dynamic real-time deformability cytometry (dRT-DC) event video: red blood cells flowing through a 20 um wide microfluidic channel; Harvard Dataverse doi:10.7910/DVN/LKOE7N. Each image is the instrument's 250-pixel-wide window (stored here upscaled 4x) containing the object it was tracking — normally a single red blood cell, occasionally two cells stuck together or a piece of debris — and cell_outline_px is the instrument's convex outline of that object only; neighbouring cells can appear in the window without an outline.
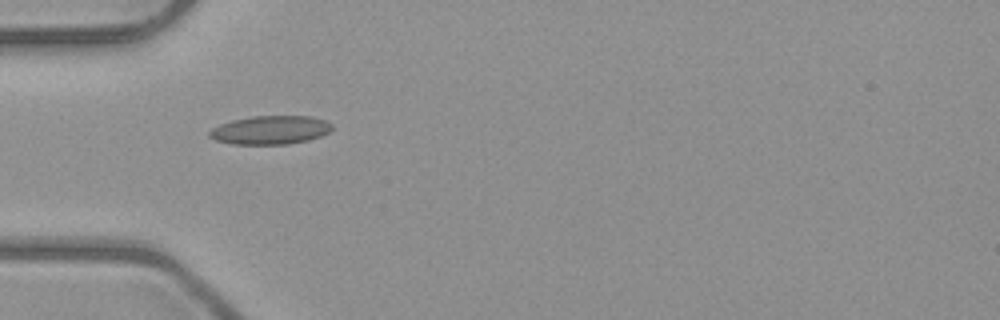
{"species": "common noctule bat (a hibernating species)", "species_latin": "Nyctalus noctula", "temperature_condition": "room temperature", "stored_images_in_passage": 3, "camera_frame_rate_fps": 3000, "um_per_image_px": 0.085, "animal": {"sex": "male", "body_mass_g": 23.1, "forearm_length_mm": 52.7}, "frame": {"image": 1, "passage_image": 1, "time_ms": 0.0, "image_size_px": [1000, 320], "cell_outline_px": [[332, 128], [328, 132], [320, 136], [308, 140], [288, 144], [232, 144], [216, 140], [208, 136], [208, 132], [212, 128], [220, 124], [232, 120], [252, 116], [312, 116], [324, 120], [332, 124]], "centroid_in_image_um": [22.96, 11.05], "position_along_channel_um": 62.0, "area_um2": 20.4}}
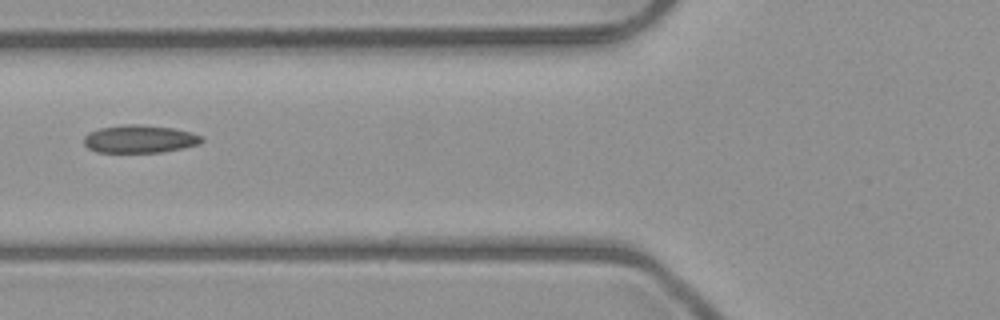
{"frame": {"image": 2, "passage_image": 2, "time_ms": 1.333, "image_size_px": [1000, 320], "cell_outline_px": [[204, 140], [200, 144], [184, 148], [160, 152], [96, 152], [88, 148], [84, 144], [84, 136], [88, 132], [100, 128], [124, 124], [140, 124], [172, 128], [192, 132], [200, 136]], "centroid_in_image_um": [11.86, 11.81], "position_along_channel_um": 113.9, "area_um2": 19.19}}
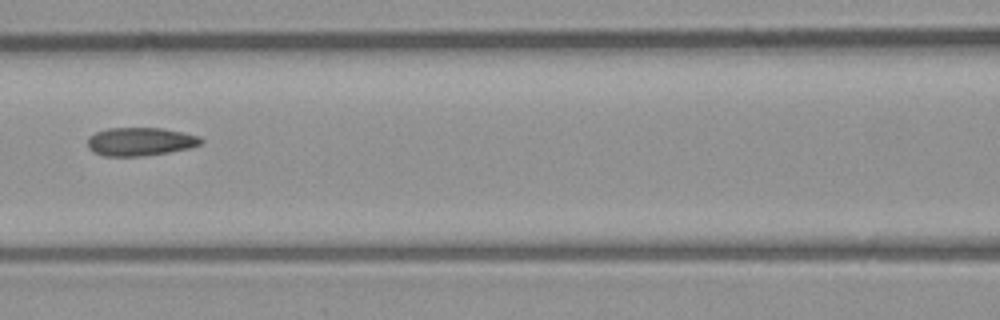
{"frame": {"image": 3, "passage_image": 3, "time_ms": 2.333, "image_size_px": [1000, 320], "cell_outline_px": [[204, 140], [200, 144], [188, 148], [168, 152], [140, 156], [104, 156], [92, 152], [88, 148], [88, 136], [96, 132], [108, 128], [160, 128], [200, 136]], "centroid_in_image_um": [11.88, 12.04], "position_along_channel_um": 154.7, "area_um2": 18.61}}